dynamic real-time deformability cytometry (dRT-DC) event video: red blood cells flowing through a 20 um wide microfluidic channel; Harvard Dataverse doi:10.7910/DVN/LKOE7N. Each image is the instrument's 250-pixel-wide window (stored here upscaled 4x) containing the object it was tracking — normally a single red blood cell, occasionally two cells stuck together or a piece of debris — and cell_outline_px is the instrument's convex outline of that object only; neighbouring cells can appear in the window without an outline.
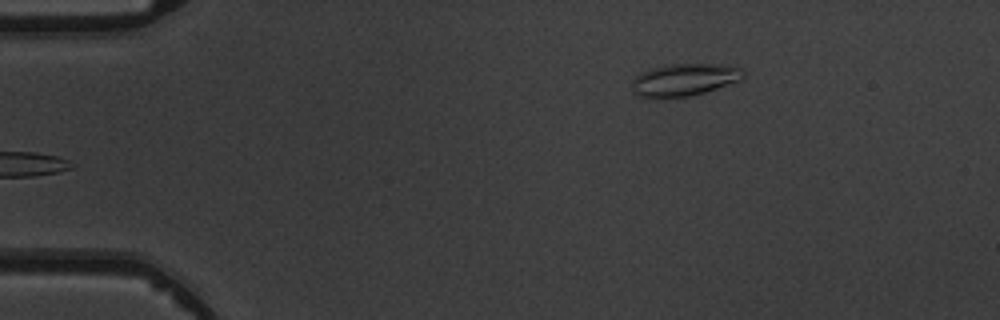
{"species": "common noctule bat (a hibernating species)", "species_latin": "Nyctalus noctula", "temperature_condition": "warm", "stored_images_in_passage": 5, "camera_frame_rate_fps": 3000, "um_per_image_px": 0.085, "animal": {"sex": "male", "body_mass_g": 19.5, "forearm_length_mm": 54.6}, "frame": {"image": 1, "passage_image": 5, "time_ms": 5.667, "image_size_px": [1000, 320], "cell_outline_px": [[744, 76], [740, 80], [704, 92], [688, 96], [640, 96], [632, 92], [632, 80], [640, 72], [648, 68], [668, 64], [712, 64], [744, 68]], "centroid_in_image_um": [58.14, 6.74], "position_along_channel_um": 26.9, "area_um2": 20.63}}